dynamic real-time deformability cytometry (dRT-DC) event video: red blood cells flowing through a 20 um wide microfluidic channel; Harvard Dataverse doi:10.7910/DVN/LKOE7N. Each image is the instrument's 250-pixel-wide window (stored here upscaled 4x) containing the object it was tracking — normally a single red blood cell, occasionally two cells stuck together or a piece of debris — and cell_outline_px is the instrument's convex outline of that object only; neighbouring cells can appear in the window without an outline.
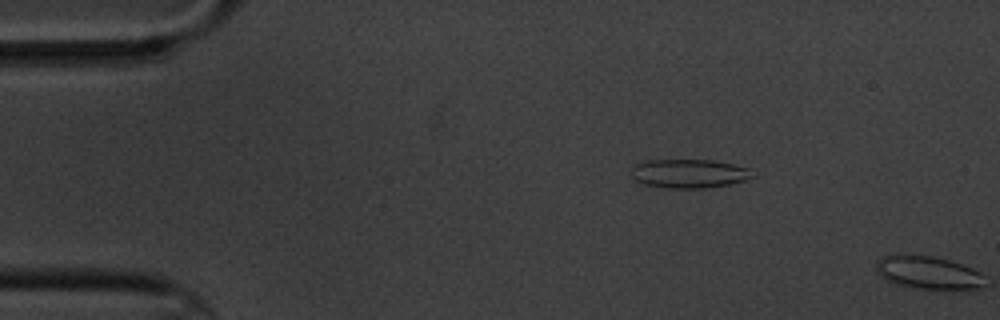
{"species": "common noctule bat (a hibernating species)", "species_latin": "Nyctalus noctula", "temperature_condition": "cold", "stored_images_in_passage": 5, "camera_frame_rate_fps": 3000, "um_per_image_px": 0.085, "animal": {"sex": "male", "body_mass_g": 20.1, "forearm_length_mm": 53.5}, "frame": {"image": 1, "passage_image": 5, "time_ms": 5.667, "image_size_px": [1000, 320], "cell_outline_px": [[756, 176], [744, 180], [728, 184], [704, 188], [668, 188], [644, 184], [632, 180], [632, 168], [636, 164], [644, 160], [712, 160], [732, 164], [748, 168], [756, 172]], "centroid_in_image_um": [58.57, 14.75], "position_along_channel_um": 26.4, "area_um2": 20.46}}